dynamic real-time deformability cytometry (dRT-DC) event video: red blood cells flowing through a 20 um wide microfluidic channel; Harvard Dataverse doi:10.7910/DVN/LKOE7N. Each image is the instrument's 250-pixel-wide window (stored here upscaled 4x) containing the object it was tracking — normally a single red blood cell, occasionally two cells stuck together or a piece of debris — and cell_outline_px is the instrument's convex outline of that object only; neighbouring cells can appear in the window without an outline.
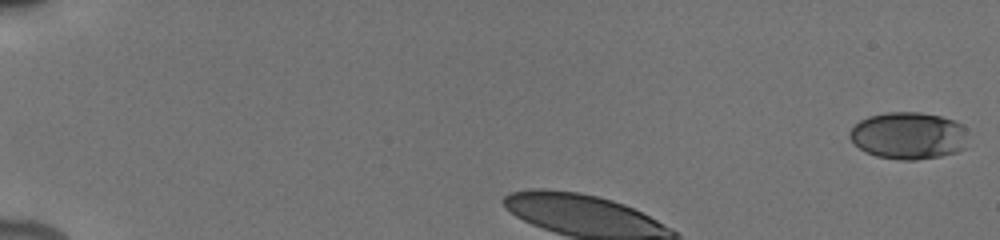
{"species": "human", "species_latin": "Homo sapiens", "temperature_condition": "cold", "stored_images_in_passage": 23, "camera_frame_rate_fps": 3000, "um_per_image_px": 0.085, "donor": {"sex": "male"}, "frame": {"image": 1, "passage_image": 1, "time_ms": 0.0, "image_size_px": [1000, 240], "cell_outline_px": [[964, 148], [956, 152], [940, 156], [916, 160], [900, 160], [876, 156], [864, 152], [848, 136], [848, 132], [860, 120], [868, 116], [888, 112], [920, 112], [940, 116], [964, 124]], "centroid_in_image_um": [77.18, 11.53], "position_along_channel_um": 7.8, "area_um2": 32.37}}
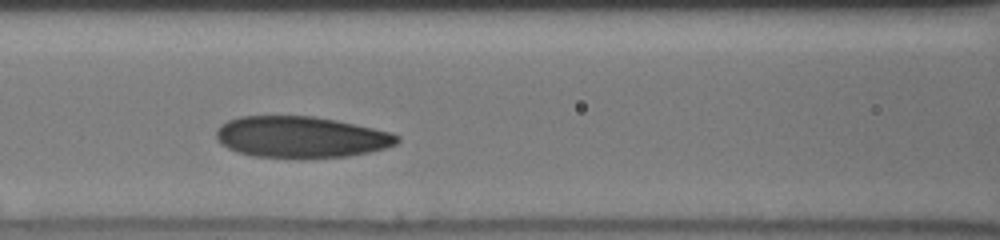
{"frame": {"image": 2, "passage_image": 10, "time_ms": 4.667, "image_size_px": [1000, 240], "cell_outline_px": [[400, 140], [396, 144], [384, 148], [368, 152], [348, 156], [296, 160], [252, 156], [236, 152], [220, 144], [216, 140], [216, 128], [220, 124], [228, 120], [240, 116], [312, 116], [336, 120], [372, 128], [388, 132], [400, 136]], "centroid_in_image_um": [25.51, 11.68], "position_along_channel_um": 141.1, "area_um2": 44.33}}
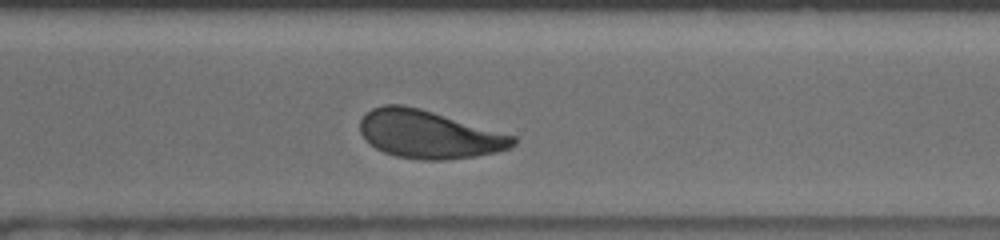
{"frame": {"image": 3, "passage_image": 18, "time_ms": 9.667, "image_size_px": [1000, 240], "cell_outline_px": [[516, 144], [508, 148], [496, 152], [472, 156], [444, 160], [424, 160], [396, 156], [384, 152], [376, 148], [364, 140], [360, 132], [360, 120], [372, 108], [384, 104], [404, 104], [420, 108], [516, 136]], "centroid_in_image_um": [36.42, 11.41], "position_along_channel_um": 334.2, "area_um2": 42.66}, "authors_computed_cell_mechanics": {"area_um2": 43.1188, "velocity_mm_per_s": 3.8748, "shape_relaxation_time_tau1_ms": 3.6713, "shape_relaxation_time_tau2_ms": 2.0342, "deformation_change_tau1": 0.1368, "deformation_change_tau2": 0.0781}}